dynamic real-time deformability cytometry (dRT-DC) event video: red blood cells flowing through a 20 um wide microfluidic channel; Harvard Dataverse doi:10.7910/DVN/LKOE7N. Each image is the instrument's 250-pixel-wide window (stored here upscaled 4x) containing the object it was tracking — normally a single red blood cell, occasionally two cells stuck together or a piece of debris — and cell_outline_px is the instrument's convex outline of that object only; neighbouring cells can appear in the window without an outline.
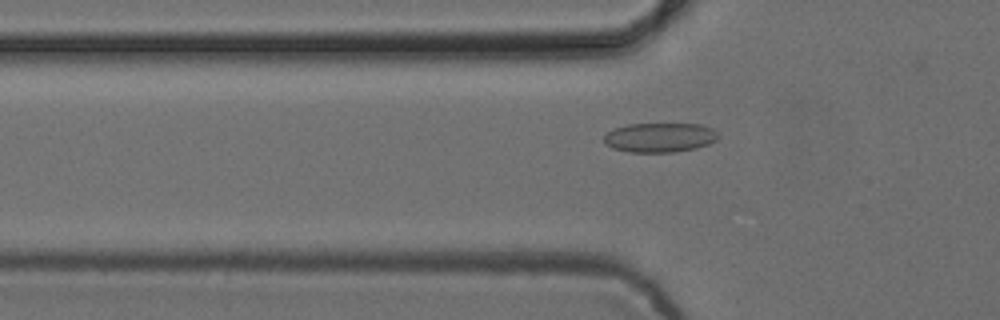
{"species": "common noctule bat (a hibernating species)", "species_latin": "Nyctalus noctula", "temperature_condition": "cold", "stored_images_in_passage": 40, "camera_frame_rate_fps": 3000, "um_per_image_px": 0.085, "animal": {"sex": "female", "body_mass_g": 24.6, "forearm_length_mm": 56.2}, "frame": {"image": 1, "passage_image": 7, "time_ms": 2.0, "image_size_px": [1000, 320], "cell_outline_px": [[720, 136], [716, 140], [708, 144], [696, 148], [676, 152], [628, 152], [612, 148], [604, 144], [604, 136], [608, 132], [616, 128], [628, 124], [700, 124], [712, 128]], "centroid_in_image_um": [56.08, 11.69], "position_along_channel_um": 69.7, "area_um2": 19.65}}
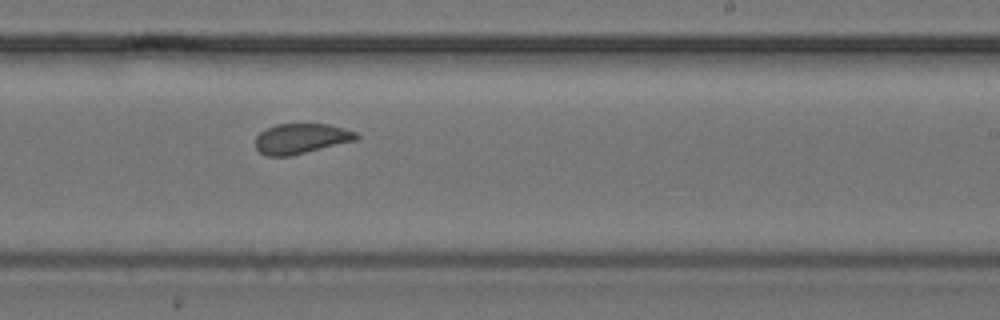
{"frame": {"image": 2, "passage_image": 22, "time_ms": 7.0, "image_size_px": [1000, 320], "cell_outline_px": [[360, 136], [356, 140], [292, 156], [268, 156], [260, 152], [256, 148], [256, 136], [264, 128], [276, 124], [328, 124], [344, 128], [356, 132]], "centroid_in_image_um": [25.58, 11.78], "position_along_channel_um": 263.4, "area_um2": 17.86}}
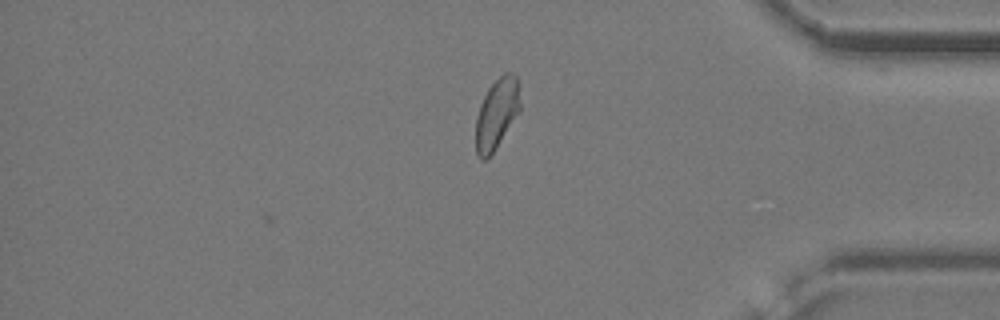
{"frame": {"image": 3, "passage_image": 34, "time_ms": 11.0, "image_size_px": [1000, 320], "cell_outline_px": [[520, 112], [492, 152], [484, 160], [480, 160], [476, 152], [476, 120], [480, 104], [488, 88], [504, 72], [512, 72], [516, 76], [520, 104]], "centroid_in_image_um": [42.22, 9.65], "position_along_channel_um": 393.0, "area_um2": 17.92}, "authors_computed_cell_mechanics": {"area_um2": 18.2648, "velocity_mm_per_s": 3.8715, "shape_relaxation_time_tau1_ms": null, "shape_relaxation_time_tau2_ms": 0.971, "deformation_change_tau1": null, "deformation_change_tau2": 0.0479}}